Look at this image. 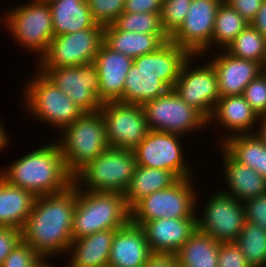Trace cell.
Listing matches in <instances>:
<instances>
[{"instance_id":"obj_11","label":"cell","mask_w":266,"mask_h":267,"mask_svg":"<svg viewBox=\"0 0 266 267\" xmlns=\"http://www.w3.org/2000/svg\"><path fill=\"white\" fill-rule=\"evenodd\" d=\"M104 26L55 36L47 51L37 60L36 68H59L92 63L103 43Z\"/></svg>"},{"instance_id":"obj_28","label":"cell","mask_w":266,"mask_h":267,"mask_svg":"<svg viewBox=\"0 0 266 267\" xmlns=\"http://www.w3.org/2000/svg\"><path fill=\"white\" fill-rule=\"evenodd\" d=\"M178 180L172 171L136 165L130 185L124 193L127 207L131 209L142 198L167 189Z\"/></svg>"},{"instance_id":"obj_6","label":"cell","mask_w":266,"mask_h":267,"mask_svg":"<svg viewBox=\"0 0 266 267\" xmlns=\"http://www.w3.org/2000/svg\"><path fill=\"white\" fill-rule=\"evenodd\" d=\"M61 132L56 141L72 177L109 147L100 111L84 113Z\"/></svg>"},{"instance_id":"obj_39","label":"cell","mask_w":266,"mask_h":267,"mask_svg":"<svg viewBox=\"0 0 266 267\" xmlns=\"http://www.w3.org/2000/svg\"><path fill=\"white\" fill-rule=\"evenodd\" d=\"M245 221L266 230V193L243 202Z\"/></svg>"},{"instance_id":"obj_24","label":"cell","mask_w":266,"mask_h":267,"mask_svg":"<svg viewBox=\"0 0 266 267\" xmlns=\"http://www.w3.org/2000/svg\"><path fill=\"white\" fill-rule=\"evenodd\" d=\"M117 229L98 231L73 240L68 248L69 263L66 267H106L111 245Z\"/></svg>"},{"instance_id":"obj_46","label":"cell","mask_w":266,"mask_h":267,"mask_svg":"<svg viewBox=\"0 0 266 267\" xmlns=\"http://www.w3.org/2000/svg\"><path fill=\"white\" fill-rule=\"evenodd\" d=\"M10 135H8L7 130H5V127L3 125V122L0 121V152L3 151V149H6L10 145Z\"/></svg>"},{"instance_id":"obj_32","label":"cell","mask_w":266,"mask_h":267,"mask_svg":"<svg viewBox=\"0 0 266 267\" xmlns=\"http://www.w3.org/2000/svg\"><path fill=\"white\" fill-rule=\"evenodd\" d=\"M225 51L239 59L259 62L266 68V37L250 24L237 35Z\"/></svg>"},{"instance_id":"obj_47","label":"cell","mask_w":266,"mask_h":267,"mask_svg":"<svg viewBox=\"0 0 266 267\" xmlns=\"http://www.w3.org/2000/svg\"><path fill=\"white\" fill-rule=\"evenodd\" d=\"M256 134L266 144V115L260 116Z\"/></svg>"},{"instance_id":"obj_12","label":"cell","mask_w":266,"mask_h":267,"mask_svg":"<svg viewBox=\"0 0 266 267\" xmlns=\"http://www.w3.org/2000/svg\"><path fill=\"white\" fill-rule=\"evenodd\" d=\"M201 57L202 55H190L184 62L173 90L185 103L209 120L220 98L218 78L209 61L201 66L194 64V60Z\"/></svg>"},{"instance_id":"obj_17","label":"cell","mask_w":266,"mask_h":267,"mask_svg":"<svg viewBox=\"0 0 266 267\" xmlns=\"http://www.w3.org/2000/svg\"><path fill=\"white\" fill-rule=\"evenodd\" d=\"M223 0H192L185 21L169 38L190 55L211 54L216 13ZM206 53V54H205ZM206 56H205V55Z\"/></svg>"},{"instance_id":"obj_13","label":"cell","mask_w":266,"mask_h":267,"mask_svg":"<svg viewBox=\"0 0 266 267\" xmlns=\"http://www.w3.org/2000/svg\"><path fill=\"white\" fill-rule=\"evenodd\" d=\"M212 194L202 205L203 210L196 212L202 214L196 216L197 229L218 243L235 242L246 222L244 205L221 188Z\"/></svg>"},{"instance_id":"obj_16","label":"cell","mask_w":266,"mask_h":267,"mask_svg":"<svg viewBox=\"0 0 266 267\" xmlns=\"http://www.w3.org/2000/svg\"><path fill=\"white\" fill-rule=\"evenodd\" d=\"M100 112L109 147L133 151L149 132L142 105L111 101Z\"/></svg>"},{"instance_id":"obj_44","label":"cell","mask_w":266,"mask_h":267,"mask_svg":"<svg viewBox=\"0 0 266 267\" xmlns=\"http://www.w3.org/2000/svg\"><path fill=\"white\" fill-rule=\"evenodd\" d=\"M144 267H179L175 254L153 253Z\"/></svg>"},{"instance_id":"obj_9","label":"cell","mask_w":266,"mask_h":267,"mask_svg":"<svg viewBox=\"0 0 266 267\" xmlns=\"http://www.w3.org/2000/svg\"><path fill=\"white\" fill-rule=\"evenodd\" d=\"M193 179L181 178L171 187L142 198L130 209V221L142 226L161 218H196L200 196Z\"/></svg>"},{"instance_id":"obj_18","label":"cell","mask_w":266,"mask_h":267,"mask_svg":"<svg viewBox=\"0 0 266 267\" xmlns=\"http://www.w3.org/2000/svg\"><path fill=\"white\" fill-rule=\"evenodd\" d=\"M219 51L209 55L206 61L208 60L216 71L220 97L243 95L245 87L263 73L265 67L256 61L233 57L225 50Z\"/></svg>"},{"instance_id":"obj_41","label":"cell","mask_w":266,"mask_h":267,"mask_svg":"<svg viewBox=\"0 0 266 267\" xmlns=\"http://www.w3.org/2000/svg\"><path fill=\"white\" fill-rule=\"evenodd\" d=\"M21 240V229L0 226V266Z\"/></svg>"},{"instance_id":"obj_31","label":"cell","mask_w":266,"mask_h":267,"mask_svg":"<svg viewBox=\"0 0 266 267\" xmlns=\"http://www.w3.org/2000/svg\"><path fill=\"white\" fill-rule=\"evenodd\" d=\"M249 23L224 0L217 9L214 30L211 38V49L225 50ZM215 43V44H214Z\"/></svg>"},{"instance_id":"obj_40","label":"cell","mask_w":266,"mask_h":267,"mask_svg":"<svg viewBox=\"0 0 266 267\" xmlns=\"http://www.w3.org/2000/svg\"><path fill=\"white\" fill-rule=\"evenodd\" d=\"M218 267H251L235 242L220 243Z\"/></svg>"},{"instance_id":"obj_20","label":"cell","mask_w":266,"mask_h":267,"mask_svg":"<svg viewBox=\"0 0 266 267\" xmlns=\"http://www.w3.org/2000/svg\"><path fill=\"white\" fill-rule=\"evenodd\" d=\"M143 229L152 253L175 254L197 229L196 218H161L145 222Z\"/></svg>"},{"instance_id":"obj_35","label":"cell","mask_w":266,"mask_h":267,"mask_svg":"<svg viewBox=\"0 0 266 267\" xmlns=\"http://www.w3.org/2000/svg\"><path fill=\"white\" fill-rule=\"evenodd\" d=\"M192 0H163L161 24L170 38L182 25Z\"/></svg>"},{"instance_id":"obj_19","label":"cell","mask_w":266,"mask_h":267,"mask_svg":"<svg viewBox=\"0 0 266 267\" xmlns=\"http://www.w3.org/2000/svg\"><path fill=\"white\" fill-rule=\"evenodd\" d=\"M133 62L131 57L111 50L104 43L101 44L94 63L99 72V99L102 103L122 102L126 76Z\"/></svg>"},{"instance_id":"obj_36","label":"cell","mask_w":266,"mask_h":267,"mask_svg":"<svg viewBox=\"0 0 266 267\" xmlns=\"http://www.w3.org/2000/svg\"><path fill=\"white\" fill-rule=\"evenodd\" d=\"M94 21L102 26L112 24L124 12L125 0H86Z\"/></svg>"},{"instance_id":"obj_23","label":"cell","mask_w":266,"mask_h":267,"mask_svg":"<svg viewBox=\"0 0 266 267\" xmlns=\"http://www.w3.org/2000/svg\"><path fill=\"white\" fill-rule=\"evenodd\" d=\"M220 149L225 185L227 184V188L221 190L223 193L242 203L266 193V179L263 176L235 161L222 147Z\"/></svg>"},{"instance_id":"obj_48","label":"cell","mask_w":266,"mask_h":267,"mask_svg":"<svg viewBox=\"0 0 266 267\" xmlns=\"http://www.w3.org/2000/svg\"><path fill=\"white\" fill-rule=\"evenodd\" d=\"M50 261L48 259H42V261L36 267H54L55 265H49Z\"/></svg>"},{"instance_id":"obj_45","label":"cell","mask_w":266,"mask_h":267,"mask_svg":"<svg viewBox=\"0 0 266 267\" xmlns=\"http://www.w3.org/2000/svg\"><path fill=\"white\" fill-rule=\"evenodd\" d=\"M250 25L254 27L261 35L266 37V0H263L260 9L250 22Z\"/></svg>"},{"instance_id":"obj_49","label":"cell","mask_w":266,"mask_h":267,"mask_svg":"<svg viewBox=\"0 0 266 267\" xmlns=\"http://www.w3.org/2000/svg\"><path fill=\"white\" fill-rule=\"evenodd\" d=\"M37 1H39V2H44V3H50V2H52V1H54V0H37Z\"/></svg>"},{"instance_id":"obj_29","label":"cell","mask_w":266,"mask_h":267,"mask_svg":"<svg viewBox=\"0 0 266 267\" xmlns=\"http://www.w3.org/2000/svg\"><path fill=\"white\" fill-rule=\"evenodd\" d=\"M218 147H222L235 161L250 167L266 179V144L256 133L231 136Z\"/></svg>"},{"instance_id":"obj_2","label":"cell","mask_w":266,"mask_h":267,"mask_svg":"<svg viewBox=\"0 0 266 267\" xmlns=\"http://www.w3.org/2000/svg\"><path fill=\"white\" fill-rule=\"evenodd\" d=\"M190 54L172 41L134 59L126 76L122 102L143 105L173 89Z\"/></svg>"},{"instance_id":"obj_33","label":"cell","mask_w":266,"mask_h":267,"mask_svg":"<svg viewBox=\"0 0 266 267\" xmlns=\"http://www.w3.org/2000/svg\"><path fill=\"white\" fill-rule=\"evenodd\" d=\"M235 243L251 267H266V230L246 221Z\"/></svg>"},{"instance_id":"obj_30","label":"cell","mask_w":266,"mask_h":267,"mask_svg":"<svg viewBox=\"0 0 266 267\" xmlns=\"http://www.w3.org/2000/svg\"><path fill=\"white\" fill-rule=\"evenodd\" d=\"M220 243L196 231L175 253L179 267H218Z\"/></svg>"},{"instance_id":"obj_22","label":"cell","mask_w":266,"mask_h":267,"mask_svg":"<svg viewBox=\"0 0 266 267\" xmlns=\"http://www.w3.org/2000/svg\"><path fill=\"white\" fill-rule=\"evenodd\" d=\"M152 254L141 226L129 221L115 232L108 266L144 267Z\"/></svg>"},{"instance_id":"obj_37","label":"cell","mask_w":266,"mask_h":267,"mask_svg":"<svg viewBox=\"0 0 266 267\" xmlns=\"http://www.w3.org/2000/svg\"><path fill=\"white\" fill-rule=\"evenodd\" d=\"M243 96L259 117L266 115V68L245 87Z\"/></svg>"},{"instance_id":"obj_25","label":"cell","mask_w":266,"mask_h":267,"mask_svg":"<svg viewBox=\"0 0 266 267\" xmlns=\"http://www.w3.org/2000/svg\"><path fill=\"white\" fill-rule=\"evenodd\" d=\"M169 41L166 34H145L116 29L112 24L104 26L103 43L115 52L132 59L156 51Z\"/></svg>"},{"instance_id":"obj_5","label":"cell","mask_w":266,"mask_h":267,"mask_svg":"<svg viewBox=\"0 0 266 267\" xmlns=\"http://www.w3.org/2000/svg\"><path fill=\"white\" fill-rule=\"evenodd\" d=\"M34 76L24 83L21 102L31 118L57 128L60 132L78 120L85 112L58 89L42 72L35 69ZM32 115V116H31Z\"/></svg>"},{"instance_id":"obj_26","label":"cell","mask_w":266,"mask_h":267,"mask_svg":"<svg viewBox=\"0 0 266 267\" xmlns=\"http://www.w3.org/2000/svg\"><path fill=\"white\" fill-rule=\"evenodd\" d=\"M49 7L54 37L92 28L97 24L86 0H54Z\"/></svg>"},{"instance_id":"obj_42","label":"cell","mask_w":266,"mask_h":267,"mask_svg":"<svg viewBox=\"0 0 266 267\" xmlns=\"http://www.w3.org/2000/svg\"><path fill=\"white\" fill-rule=\"evenodd\" d=\"M236 10L249 24L256 16L263 0H224Z\"/></svg>"},{"instance_id":"obj_3","label":"cell","mask_w":266,"mask_h":267,"mask_svg":"<svg viewBox=\"0 0 266 267\" xmlns=\"http://www.w3.org/2000/svg\"><path fill=\"white\" fill-rule=\"evenodd\" d=\"M0 176L9 184L31 192L35 197L66 191L73 177L66 169L57 141L40 145L5 168Z\"/></svg>"},{"instance_id":"obj_14","label":"cell","mask_w":266,"mask_h":267,"mask_svg":"<svg viewBox=\"0 0 266 267\" xmlns=\"http://www.w3.org/2000/svg\"><path fill=\"white\" fill-rule=\"evenodd\" d=\"M182 137L184 139L182 135L149 130L133 150L136 165L172 171L179 179L194 177L183 152Z\"/></svg>"},{"instance_id":"obj_15","label":"cell","mask_w":266,"mask_h":267,"mask_svg":"<svg viewBox=\"0 0 266 267\" xmlns=\"http://www.w3.org/2000/svg\"><path fill=\"white\" fill-rule=\"evenodd\" d=\"M85 113L100 111L99 72L94 62L79 66L37 68Z\"/></svg>"},{"instance_id":"obj_21","label":"cell","mask_w":266,"mask_h":267,"mask_svg":"<svg viewBox=\"0 0 266 267\" xmlns=\"http://www.w3.org/2000/svg\"><path fill=\"white\" fill-rule=\"evenodd\" d=\"M258 114L251 108L243 95L220 97L208 124H220L228 134L220 137V143L238 134H254L259 122ZM255 127V128H254ZM253 128V130H252Z\"/></svg>"},{"instance_id":"obj_8","label":"cell","mask_w":266,"mask_h":267,"mask_svg":"<svg viewBox=\"0 0 266 267\" xmlns=\"http://www.w3.org/2000/svg\"><path fill=\"white\" fill-rule=\"evenodd\" d=\"M3 17L0 16V26L4 24L14 42L28 52L36 53L39 60L54 37L49 4L31 0L13 6L11 10L8 8Z\"/></svg>"},{"instance_id":"obj_4","label":"cell","mask_w":266,"mask_h":267,"mask_svg":"<svg viewBox=\"0 0 266 267\" xmlns=\"http://www.w3.org/2000/svg\"><path fill=\"white\" fill-rule=\"evenodd\" d=\"M130 221V209L124 194L84 191L76 187V205L72 223V241L98 231L119 229Z\"/></svg>"},{"instance_id":"obj_7","label":"cell","mask_w":266,"mask_h":267,"mask_svg":"<svg viewBox=\"0 0 266 267\" xmlns=\"http://www.w3.org/2000/svg\"><path fill=\"white\" fill-rule=\"evenodd\" d=\"M135 167L136 157L132 150L108 147L73 177V184L84 191L124 194Z\"/></svg>"},{"instance_id":"obj_10","label":"cell","mask_w":266,"mask_h":267,"mask_svg":"<svg viewBox=\"0 0 266 267\" xmlns=\"http://www.w3.org/2000/svg\"><path fill=\"white\" fill-rule=\"evenodd\" d=\"M149 130L193 134L209 127L208 120L196 109L185 103L173 89L142 105Z\"/></svg>"},{"instance_id":"obj_34","label":"cell","mask_w":266,"mask_h":267,"mask_svg":"<svg viewBox=\"0 0 266 267\" xmlns=\"http://www.w3.org/2000/svg\"><path fill=\"white\" fill-rule=\"evenodd\" d=\"M161 13H128L122 12L112 23L121 31L145 33V34H166L161 24Z\"/></svg>"},{"instance_id":"obj_38","label":"cell","mask_w":266,"mask_h":267,"mask_svg":"<svg viewBox=\"0 0 266 267\" xmlns=\"http://www.w3.org/2000/svg\"><path fill=\"white\" fill-rule=\"evenodd\" d=\"M42 259L31 246L21 240L0 267H36Z\"/></svg>"},{"instance_id":"obj_27","label":"cell","mask_w":266,"mask_h":267,"mask_svg":"<svg viewBox=\"0 0 266 267\" xmlns=\"http://www.w3.org/2000/svg\"><path fill=\"white\" fill-rule=\"evenodd\" d=\"M35 198L31 192L9 184L0 176V226L22 229Z\"/></svg>"},{"instance_id":"obj_43","label":"cell","mask_w":266,"mask_h":267,"mask_svg":"<svg viewBox=\"0 0 266 267\" xmlns=\"http://www.w3.org/2000/svg\"><path fill=\"white\" fill-rule=\"evenodd\" d=\"M163 0H125L124 12L161 13Z\"/></svg>"},{"instance_id":"obj_1","label":"cell","mask_w":266,"mask_h":267,"mask_svg":"<svg viewBox=\"0 0 266 267\" xmlns=\"http://www.w3.org/2000/svg\"><path fill=\"white\" fill-rule=\"evenodd\" d=\"M76 186L66 191L35 198L31 213L21 229L22 241L43 259L67 253L72 243Z\"/></svg>"}]
</instances>
